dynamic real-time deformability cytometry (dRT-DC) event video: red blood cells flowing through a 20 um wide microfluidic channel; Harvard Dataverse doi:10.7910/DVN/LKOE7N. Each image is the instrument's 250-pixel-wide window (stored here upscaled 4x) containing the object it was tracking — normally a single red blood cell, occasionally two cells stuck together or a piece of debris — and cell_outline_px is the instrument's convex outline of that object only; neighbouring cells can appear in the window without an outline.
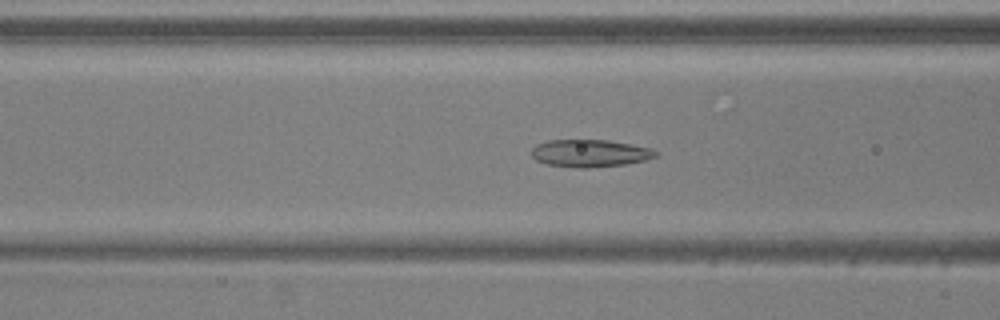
{"species": "common noctule bat (a hibernating species)", "species_latin": "Nyctalus noctula", "temperature_condition": "warm", "stored_images_in_passage": 50, "camera_frame_rate_fps": 3000, "um_per_image_px": 0.085, "animal": {"sex": "male", "body_mass_g": 20.5, "forearm_length_mm": 52.5}, "frame": {"image": 1, "passage_image": 17, "time_ms": 5.333, "image_size_px": [1000, 320], "cell_outline_px": [[660, 156], [644, 160], [624, 164], [588, 168], [580, 168], [548, 164], [536, 160], [532, 156], [532, 148], [536, 144], [548, 140], [608, 140], [652, 148]], "centroid_in_image_um": [50.15, 13.02], "position_along_channel_um": 116.4, "area_um2": 19.77}}
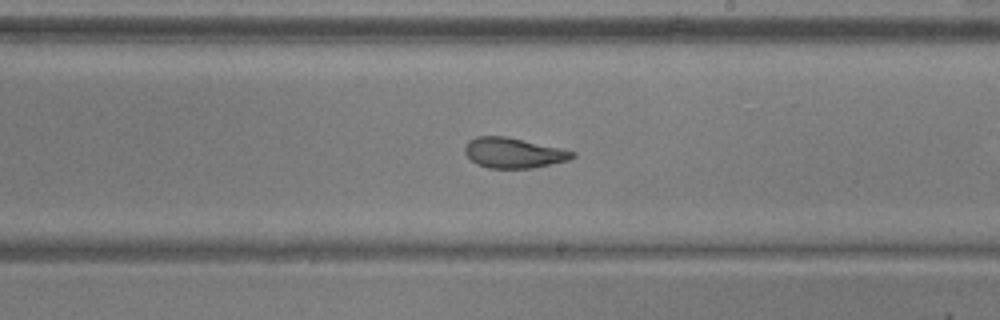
{"frame": {"image": 2, "passage_image": 27, "time_ms": 8.667, "image_size_px": [1000, 320], "cell_outline_px": [[576, 156], [568, 160], [532, 168], [488, 168], [476, 164], [464, 152], [464, 148], [468, 140], [476, 136], [504, 136], [560, 148], [576, 152]], "centroid_in_image_um": [43.62, 12.99], "position_along_channel_um": 245.4, "area_um2": 18.84}}
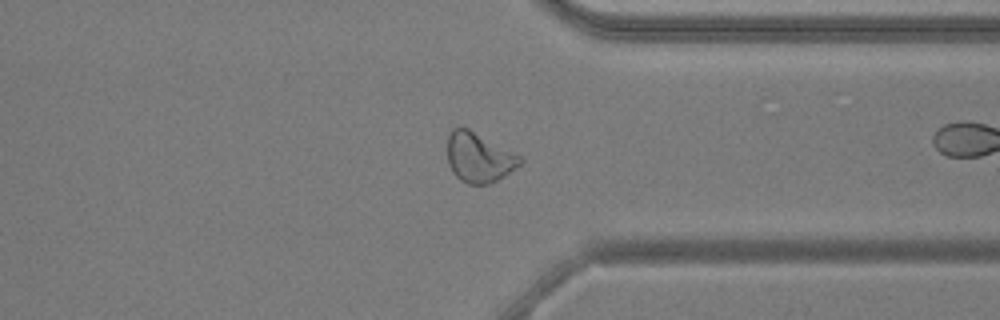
{"frame": {"image": 3, "passage_image": 37, "time_ms": 12.0, "image_size_px": [1000, 320], "cell_outline_px": [[524, 160], [520, 164], [504, 176], [488, 184], [468, 184], [460, 180], [452, 172], [448, 164], [448, 136], [452, 128], [468, 128], [520, 156]], "centroid_in_image_um": [40.68, 13.4], "position_along_channel_um": 370.7, "area_um2": 20.75}, "authors_computed_cell_mechanics": {"area_um2": 21.3571, "velocity_mm_per_s": 3.8594, "shape_relaxation_time_tau1_ms": 9.6366, "shape_relaxation_time_tau2_ms": 1.9932, "deformation_change_tau1": 0.2638, "deformation_change_tau2": 0.0935}}